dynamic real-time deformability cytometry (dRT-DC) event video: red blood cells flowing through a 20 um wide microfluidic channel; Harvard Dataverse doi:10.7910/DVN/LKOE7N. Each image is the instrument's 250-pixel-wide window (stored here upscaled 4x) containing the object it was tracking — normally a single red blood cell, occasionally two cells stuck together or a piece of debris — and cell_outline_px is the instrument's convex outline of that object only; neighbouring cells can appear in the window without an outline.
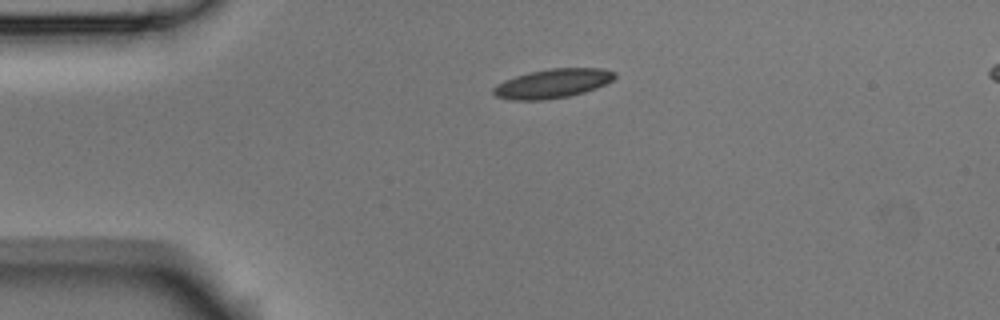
{"species": "Egyptian fruit bat (a non-hibernating species)", "species_latin": "Rousettus aegyptiacus", "temperature_condition": "room temperature", "stored_images_in_passage": 3, "segment_of_instrument_passage": [1, 2], "camera_frame_rate_fps": 3000, "um_per_image_px": 0.085, "animal": {"sex": "male"}, "frame": {"image": 1, "passage_image": 1, "time_ms": 0.0, "image_size_px": [1000, 320], "cell_outline_px": [[616, 76], [612, 80], [596, 88], [584, 92], [568, 96], [540, 100], [512, 100], [496, 96], [492, 92], [492, 88], [496, 84], [504, 80], [528, 72], [552, 68], [604, 68], [616, 72]], "centroid_in_image_um": [46.96, 7.09], "position_along_channel_um": 38.0, "area_um2": 20.58}}